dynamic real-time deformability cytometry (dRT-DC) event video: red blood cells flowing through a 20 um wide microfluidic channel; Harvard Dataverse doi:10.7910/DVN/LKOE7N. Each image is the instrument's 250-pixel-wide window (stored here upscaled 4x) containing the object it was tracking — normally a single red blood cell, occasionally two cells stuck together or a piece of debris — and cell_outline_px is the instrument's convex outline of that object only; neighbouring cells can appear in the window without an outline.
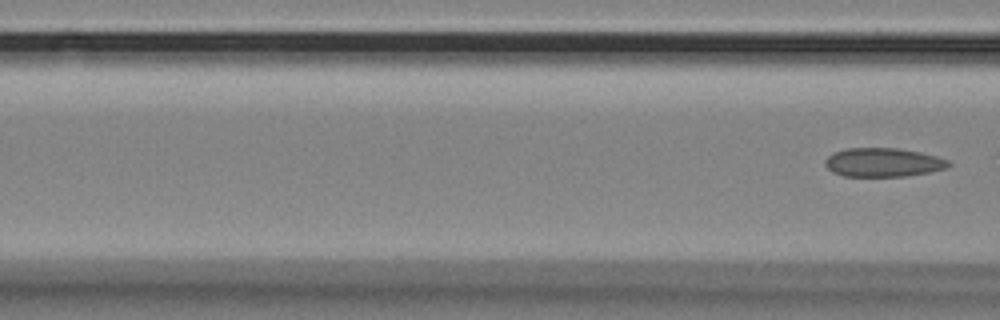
{"species": "Egyptian fruit bat (a non-hibernating species)", "species_latin": "Rousettus aegyptiacus", "temperature_condition": "room temperature", "stored_images_in_passage": 6, "camera_frame_rate_fps": 3000, "um_per_image_px": 0.085, "animal": {"sex": "female"}, "frame": {"image": 1, "passage_image": 6, "time_ms": 6.667, "image_size_px": [1000, 320], "cell_outline_px": [[952, 164], [948, 168], [908, 176], [844, 176], [832, 172], [824, 164], [824, 160], [832, 152], [848, 148], [896, 148], [920, 152], [936, 156], [948, 160]], "centroid_in_image_um": [75.06, 13.8], "position_along_channel_um": 91.5, "area_um2": 20.81}}